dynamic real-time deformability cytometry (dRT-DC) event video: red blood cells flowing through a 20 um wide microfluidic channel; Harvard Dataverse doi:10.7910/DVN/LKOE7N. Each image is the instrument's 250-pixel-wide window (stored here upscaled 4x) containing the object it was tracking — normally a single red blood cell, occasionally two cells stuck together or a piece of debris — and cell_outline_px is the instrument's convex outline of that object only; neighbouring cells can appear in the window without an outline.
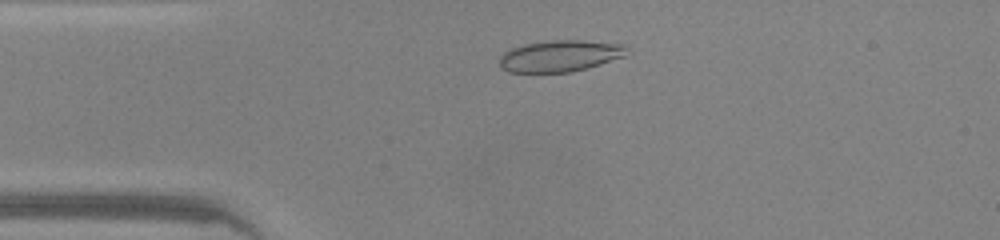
{"species": "common noctule bat (a hibernating species)", "species_latin": "Nyctalus noctula", "temperature_condition": "warm", "stored_images_in_passage": 40, "camera_frame_rate_fps": 3000, "um_per_image_px": 0.085, "animal": {"sex": "male", "body_mass_g": 20.0, "forearm_length_mm": 53.3}, "frame": {"image": 1, "passage_image": 7, "time_ms": 2.0, "image_size_px": [1000, 240], "cell_outline_px": [[628, 48], [624, 56], [588, 68], [572, 72], [508, 72], [500, 64], [500, 56], [504, 52], [512, 48], [524, 44], [552, 40], [584, 40], [628, 44]], "centroid_in_image_um": [47.64, 4.74], "position_along_channel_um": 37.4, "area_um2": 23.41}}
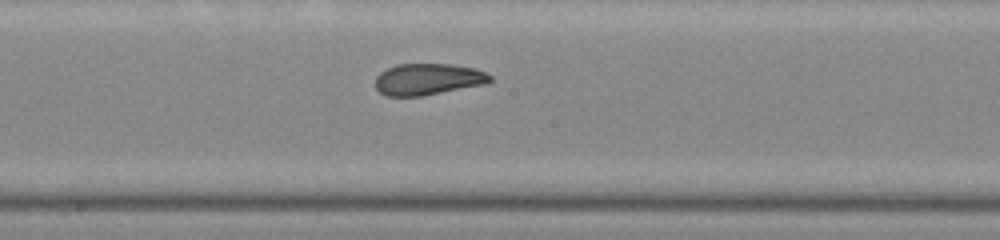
{"frame": {"image": 2, "passage_image": 21, "time_ms": 6.667, "image_size_px": [1000, 240], "cell_outline_px": [[492, 80], [484, 84], [420, 96], [388, 96], [380, 92], [376, 88], [376, 76], [380, 72], [396, 64], [452, 64], [472, 68], [484, 72], [492, 76]], "centroid_in_image_um": [36.35, 6.73], "position_along_channel_um": 211.9, "area_um2": 20.81}}
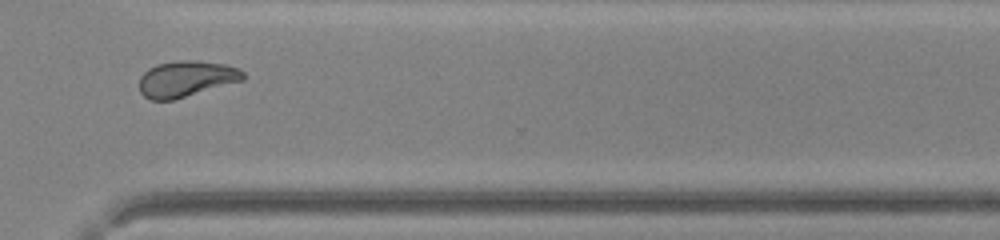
{"frame": {"image": 3, "passage_image": 31, "time_ms": 10.0, "image_size_px": [1000, 240], "cell_outline_px": [[244, 80], [172, 100], [152, 100], [144, 96], [140, 92], [140, 76], [148, 68], [156, 64], [176, 60], [192, 60], [224, 64], [236, 68], [244, 72]], "centroid_in_image_um": [15.8, 6.69], "position_along_channel_um": 354.8, "area_um2": 21.68}, "authors_computed_cell_mechanics": {"area_um2": 22.2241, "velocity_mm_per_s": 4.2792, "shape_relaxation_time_tau1_ms": 8.6883, "shape_relaxation_time_tau2_ms": 1.587, "deformation_change_tau1": 0.2214, "deformation_change_tau2": 0.0527}}